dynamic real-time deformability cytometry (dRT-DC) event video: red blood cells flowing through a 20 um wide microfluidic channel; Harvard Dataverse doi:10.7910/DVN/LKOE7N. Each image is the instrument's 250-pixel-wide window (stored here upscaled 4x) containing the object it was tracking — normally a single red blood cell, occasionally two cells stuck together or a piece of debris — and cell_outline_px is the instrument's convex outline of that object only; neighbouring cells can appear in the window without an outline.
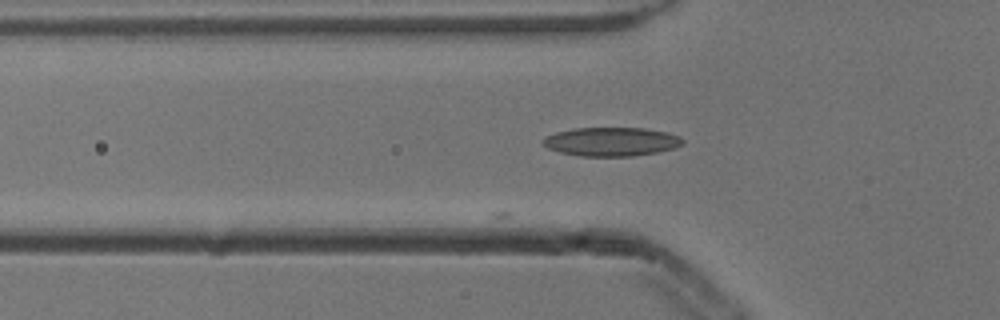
{"species": "common noctule bat (a hibernating species)", "species_latin": "Nyctalus noctula", "temperature_condition": "cold", "stored_images_in_passage": 6, "camera_frame_rate_fps": 3000, "um_per_image_px": 0.085, "animal": {"sex": "male", "body_mass_g": 13.3}, "frame": {"image": 1, "passage_image": 6, "time_ms": 1.667, "image_size_px": [1000, 320], "cell_outline_px": [[684, 144], [676, 148], [656, 152], [632, 156], [580, 156], [560, 152], [548, 148], [540, 144], [540, 140], [544, 136], [556, 132], [572, 128], [644, 128], [664, 132], [680, 136], [684, 140]], "centroid_in_image_um": [51.92, 12.04], "position_along_channel_um": 73.9, "area_um2": 23.64}}